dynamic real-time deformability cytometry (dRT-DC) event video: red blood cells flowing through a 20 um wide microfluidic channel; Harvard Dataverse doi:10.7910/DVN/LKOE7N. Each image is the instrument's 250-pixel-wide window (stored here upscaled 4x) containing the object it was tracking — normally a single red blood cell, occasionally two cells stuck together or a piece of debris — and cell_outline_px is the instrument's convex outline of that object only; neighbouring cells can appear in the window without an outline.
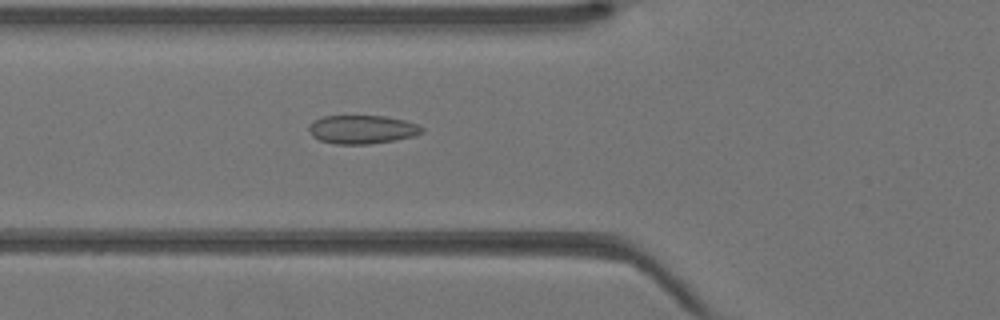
{"species": "Egyptian fruit bat (a non-hibernating species)", "species_latin": "Rousettus aegyptiacus", "temperature_condition": "warm", "stored_images_in_passage": 33, "camera_frame_rate_fps": 3000, "um_per_image_px": 0.085, "animal": {"sex": "female"}, "frame": {"image": 1, "passage_image": 8, "time_ms": 2.333, "image_size_px": [1000, 320], "cell_outline_px": [[424, 132], [412, 136], [396, 140], [368, 144], [336, 144], [320, 140], [312, 136], [308, 128], [312, 120], [324, 116], [384, 116], [404, 120], [416, 124], [424, 128]], "centroid_in_image_um": [30.76, 11.0], "position_along_channel_um": 95.0, "area_um2": 18.79}}
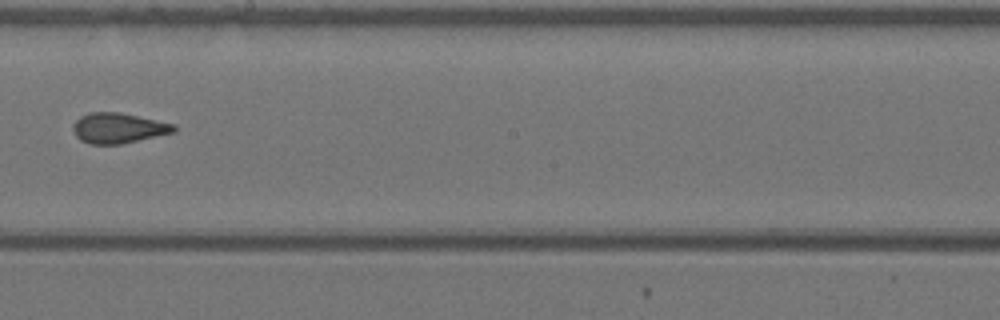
{"frame": {"image": 2, "passage_image": 17, "time_ms": 5.333, "image_size_px": [1000, 320], "cell_outline_px": [[176, 132], [120, 144], [88, 144], [80, 140], [76, 136], [72, 128], [72, 124], [80, 116], [92, 112], [120, 112], [176, 124]], "centroid_in_image_um": [10.06, 10.88], "position_along_channel_um": 238.1, "area_um2": 17.92}}
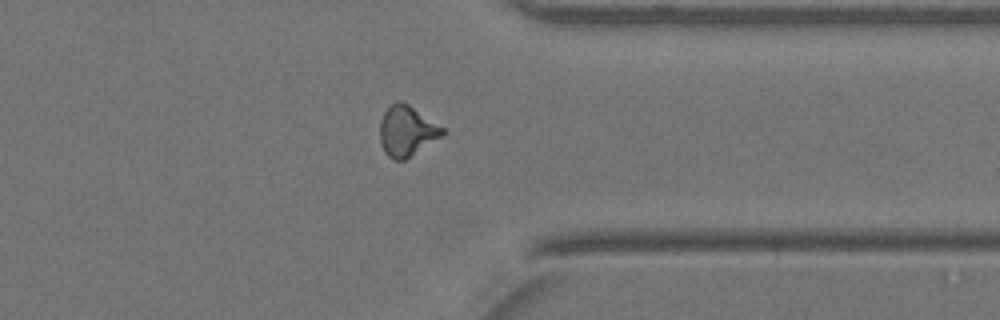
{"frame": {"image": 3, "passage_image": 26, "time_ms": 8.333, "image_size_px": [1000, 320], "cell_outline_px": [[444, 136], [404, 160], [392, 160], [384, 152], [380, 144], [380, 120], [384, 112], [396, 100], [400, 100], [408, 104], [444, 128]], "centroid_in_image_um": [34.57, 11.15], "position_along_channel_um": 376.8, "area_um2": 18.44}}